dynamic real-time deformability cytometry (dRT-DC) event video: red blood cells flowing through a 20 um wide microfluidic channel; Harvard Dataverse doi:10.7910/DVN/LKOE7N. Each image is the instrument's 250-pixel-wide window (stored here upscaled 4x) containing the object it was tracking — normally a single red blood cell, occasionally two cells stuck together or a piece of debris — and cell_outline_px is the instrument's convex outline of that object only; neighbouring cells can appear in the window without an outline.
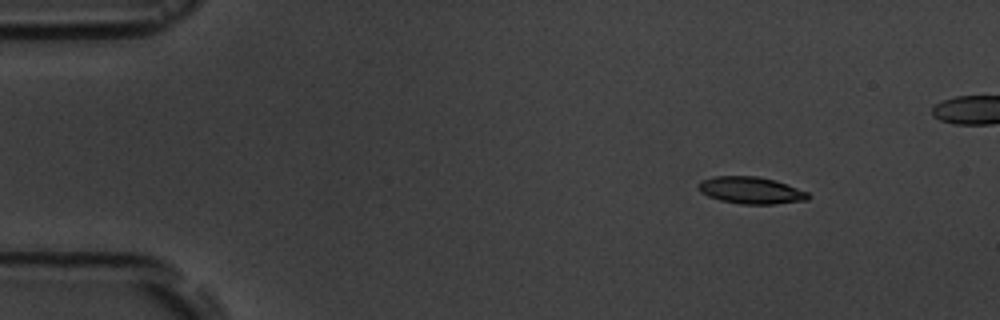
{"species": "common noctule bat (a hibernating species)", "species_latin": "Nyctalus noctula", "temperature_condition": "room temperature", "stored_images_in_passage": 4, "camera_frame_rate_fps": 3000, "um_per_image_px": 0.085, "animal": {"sex": "male", "body_mass_g": 19.5, "forearm_length_mm": 54.6}, "frame": {"image": 1, "passage_image": 1, "time_ms": 0.0, "image_size_px": [1000, 320], "cell_outline_px": [[808, 200], [776, 204], [740, 204], [720, 200], [708, 196], [700, 192], [696, 184], [700, 180], [716, 176], [756, 176], [776, 180], [808, 192]], "centroid_in_image_um": [63.8, 16.17], "position_along_channel_um": 21.2, "area_um2": 17.34}}